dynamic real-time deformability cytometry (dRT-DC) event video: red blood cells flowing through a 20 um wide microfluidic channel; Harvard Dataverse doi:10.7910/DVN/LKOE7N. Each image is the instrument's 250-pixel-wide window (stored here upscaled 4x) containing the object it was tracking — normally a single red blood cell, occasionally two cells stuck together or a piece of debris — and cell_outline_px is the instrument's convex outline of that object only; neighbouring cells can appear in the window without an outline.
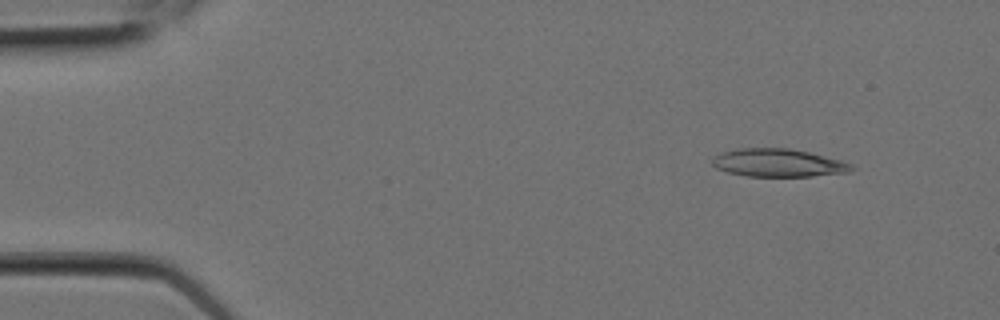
{"species": "Egyptian fruit bat (a non-hibernating species)", "species_latin": "Rousettus aegyptiacus", "temperature_condition": "room temperature", "stored_images_in_passage": 5, "camera_frame_rate_fps": 3000, "um_per_image_px": 0.085, "animal": {"sex": "female"}, "frame": {"image": 1, "passage_image": 2, "time_ms": 0.333, "image_size_px": [1000, 320], "cell_outline_px": [[856, 168], [848, 172], [812, 176], [744, 176], [728, 172], [716, 168], [712, 164], [712, 156], [720, 152], [736, 148], [788, 148], [808, 152], [840, 160], [852, 164]], "centroid_in_image_um": [66.1, 13.84], "position_along_channel_um": 18.9, "area_um2": 22.77}}
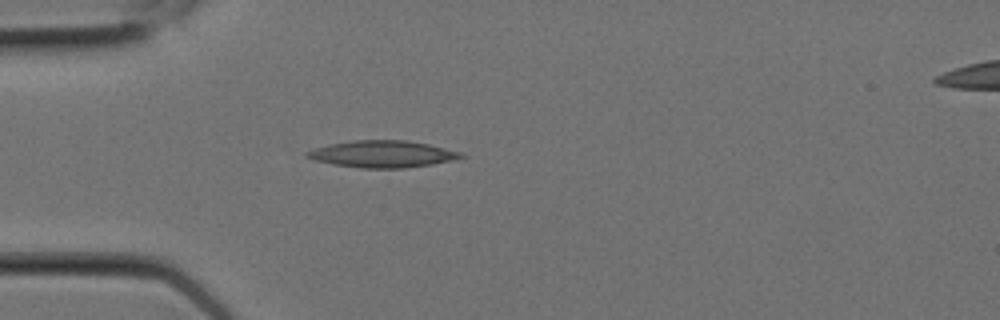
{"frame": {"image": 2, "passage_image": 5, "time_ms": 1.333, "image_size_px": [1000, 320], "cell_outline_px": [[468, 156], [456, 160], [432, 164], [404, 168], [360, 168], [332, 164], [312, 160], [304, 156], [304, 152], [316, 148], [332, 144], [352, 140], [404, 140], [428, 144], [464, 152]], "centroid_in_image_um": [32.55, 13.1], "position_along_channel_um": 52.5, "area_um2": 24.33}}